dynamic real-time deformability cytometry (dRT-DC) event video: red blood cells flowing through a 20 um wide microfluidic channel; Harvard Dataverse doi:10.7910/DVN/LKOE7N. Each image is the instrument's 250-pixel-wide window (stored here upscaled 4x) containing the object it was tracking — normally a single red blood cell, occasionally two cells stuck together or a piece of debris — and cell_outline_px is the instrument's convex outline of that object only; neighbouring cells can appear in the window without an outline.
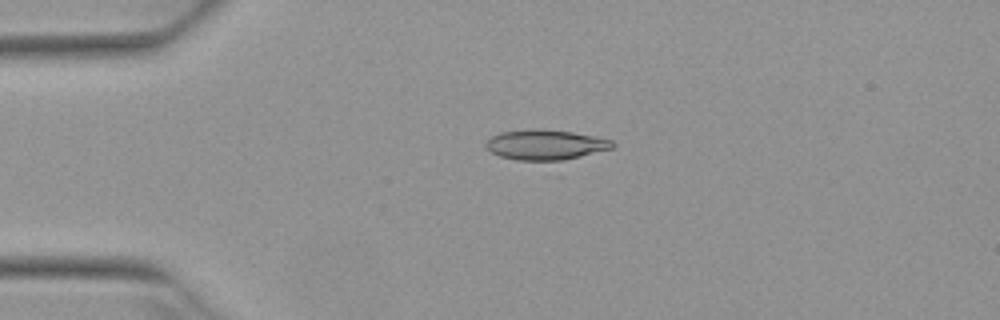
{"species": "Egyptian fruit bat (a non-hibernating species)", "species_latin": "Rousettus aegyptiacus", "temperature_condition": "warm", "stored_images_in_passage": 6, "camera_frame_rate_fps": 3000, "um_per_image_px": 0.085, "animal": {"sex": "female"}, "frame": {"image": 1, "passage_image": 4, "time_ms": 1.0, "image_size_px": [1000, 320], "cell_outline_px": [[616, 144], [612, 148], [560, 160], [516, 160], [500, 156], [492, 152], [484, 144], [492, 136], [500, 132], [536, 128], [572, 132], [596, 136], [612, 140]], "centroid_in_image_um": [46.35, 12.28], "position_along_channel_um": 38.6, "area_um2": 21.91}}
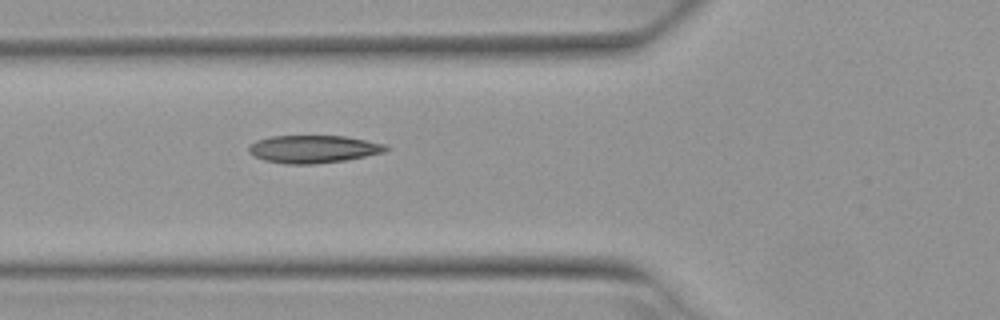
{"frame": {"image": 2, "passage_image": 6, "time_ms": 1.667, "image_size_px": [1000, 320], "cell_outline_px": [[388, 148], [384, 152], [344, 160], [312, 164], [284, 164], [264, 160], [248, 152], [248, 148], [256, 140], [272, 136], [344, 136], [388, 144]], "centroid_in_image_um": [26.63, 12.67], "position_along_channel_um": 99.2, "area_um2": 21.96}}